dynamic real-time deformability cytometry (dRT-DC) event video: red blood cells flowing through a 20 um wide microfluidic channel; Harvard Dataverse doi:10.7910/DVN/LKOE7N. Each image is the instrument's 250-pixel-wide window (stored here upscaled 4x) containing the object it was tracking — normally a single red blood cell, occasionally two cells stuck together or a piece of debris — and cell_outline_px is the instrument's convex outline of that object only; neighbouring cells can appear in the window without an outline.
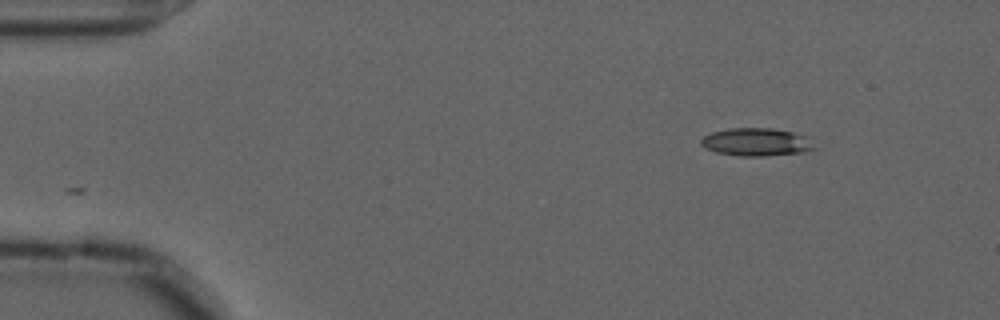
{"species": "common noctule bat (a hibernating species)", "species_latin": "Nyctalus noctula", "temperature_condition": "cold", "stored_images_in_passage": 50, "camera_frame_rate_fps": 3000, "um_per_image_px": 0.085, "animal": {"sex": "male", "forearm_length_mm": 52.5}, "frame": {"image": 1, "passage_image": 1, "time_ms": 0.0, "image_size_px": [1000, 320], "cell_outline_px": [[820, 148], [804, 152], [764, 156], [740, 156], [716, 152], [704, 148], [700, 144], [700, 140], [704, 136], [712, 132], [728, 128], [772, 128], [812, 136]], "centroid_in_image_um": [64.4, 12.07], "position_along_channel_um": 20.6, "area_um2": 19.02}}
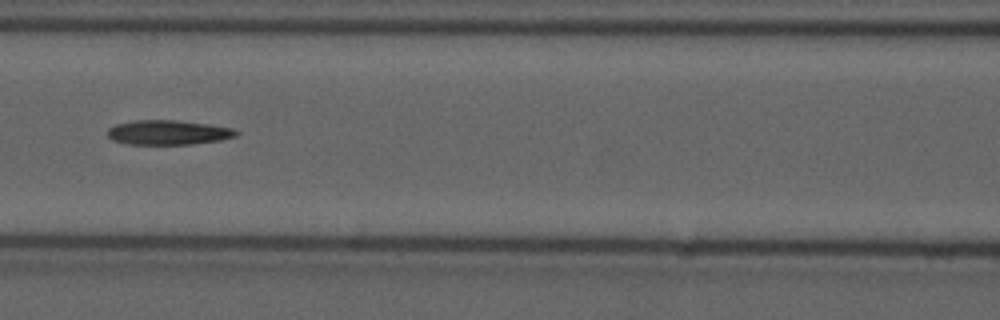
{"frame": {"image": 2, "passage_image": 19, "time_ms": 6.0, "image_size_px": [1000, 320], "cell_outline_px": [[240, 132], [236, 136], [220, 140], [192, 144], [124, 144], [112, 140], [108, 136], [108, 128], [116, 124], [136, 120], [176, 120], [208, 124], [232, 128]], "centroid_in_image_um": [14.28, 11.26], "position_along_channel_um": 152.3, "area_um2": 18.44}}
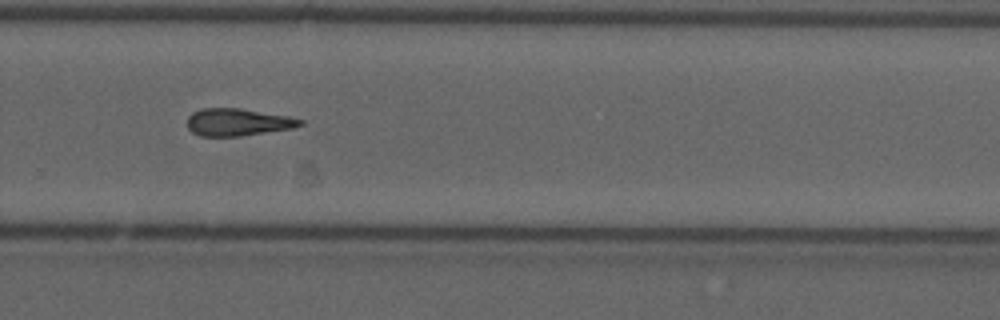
{"frame": {"image": 3, "passage_image": 32, "time_ms": 10.333, "image_size_px": [1000, 320], "cell_outline_px": [[304, 124], [292, 128], [240, 136], [200, 136], [192, 132], [188, 128], [188, 116], [192, 112], [200, 108], [240, 108], [288, 116], [304, 120]], "centroid_in_image_um": [20.19, 10.38], "position_along_channel_um": 309.6, "area_um2": 17.98}, "authors_computed_cell_mechanics": {"area_um2": 18.2359, "velocity_mm_per_s": 3.6515, "shape_relaxation_time_tau1_ms": 8.4076, "shape_relaxation_time_tau2_ms": null, "deformation_change_tau1": 0.2347, "deformation_change_tau2": null}}